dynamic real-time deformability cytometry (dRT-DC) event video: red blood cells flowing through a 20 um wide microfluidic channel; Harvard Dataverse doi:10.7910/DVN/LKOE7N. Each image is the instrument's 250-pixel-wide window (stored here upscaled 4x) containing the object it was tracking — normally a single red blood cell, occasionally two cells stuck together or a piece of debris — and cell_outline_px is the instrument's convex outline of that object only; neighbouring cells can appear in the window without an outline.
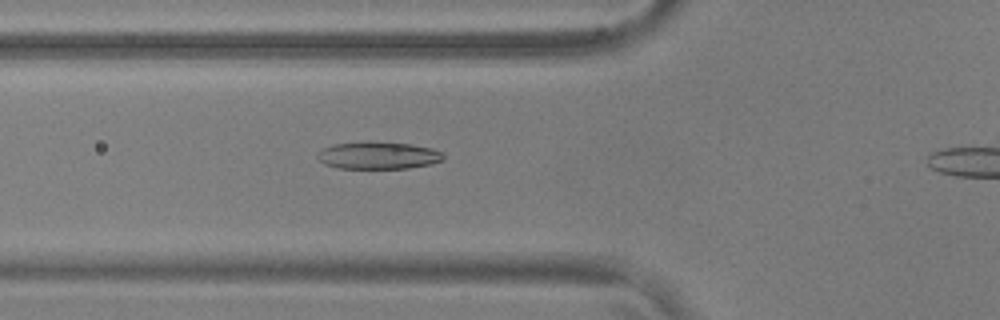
{"species": "common noctule bat (a hibernating species)", "species_latin": "Nyctalus noctula", "temperature_condition": "warm", "stored_images_in_passage": 43, "camera_frame_rate_fps": 3000, "um_per_image_px": 0.085, "animal": {"sex": "male", "body_mass_g": 17.9, "forearm_length_mm": 54.2}, "frame": {"image": 1, "passage_image": 15, "time_ms": 4.667, "image_size_px": [1000, 320], "cell_outline_px": [[444, 160], [432, 164], [408, 168], [340, 168], [324, 164], [316, 156], [324, 148], [332, 144], [368, 140], [412, 144], [432, 148], [444, 152]], "centroid_in_image_um": [32.19, 13.19], "position_along_channel_um": 93.6, "area_um2": 20.4}}
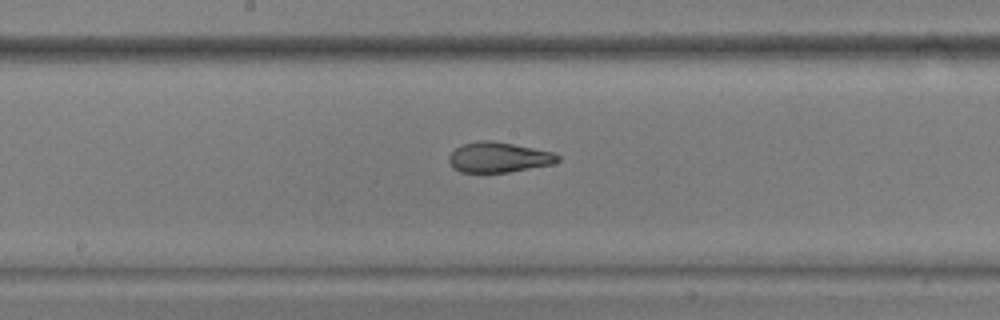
{"frame": {"image": 2, "passage_image": 24, "time_ms": 7.667, "image_size_px": [1000, 320], "cell_outline_px": [[560, 160], [552, 164], [508, 172], [460, 172], [452, 168], [448, 160], [448, 156], [460, 144], [480, 140], [492, 140], [552, 152], [560, 156]], "centroid_in_image_um": [42.33, 13.37], "position_along_channel_um": 205.9, "area_um2": 19.13}}
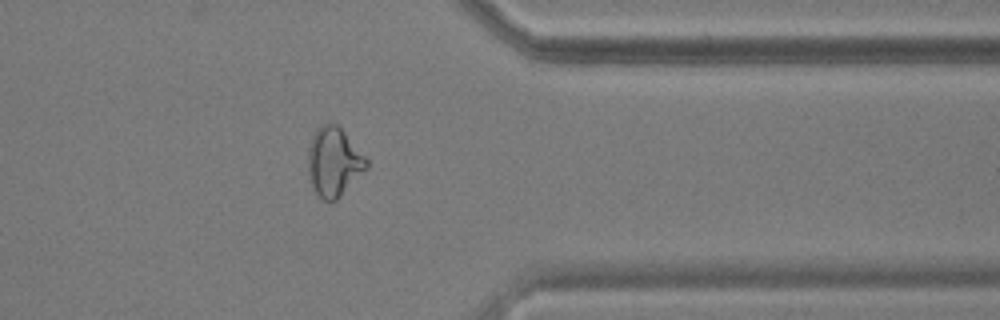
{"frame": {"image": 3, "passage_image": 39, "time_ms": 12.667, "image_size_px": [1000, 320], "cell_outline_px": [[368, 168], [336, 200], [324, 200], [316, 192], [308, 176], [308, 148], [312, 136], [316, 128], [320, 124], [336, 124], [344, 132], [368, 160]], "centroid_in_image_um": [28.36, 13.75], "position_along_channel_um": 383.0, "area_um2": 23.24}}